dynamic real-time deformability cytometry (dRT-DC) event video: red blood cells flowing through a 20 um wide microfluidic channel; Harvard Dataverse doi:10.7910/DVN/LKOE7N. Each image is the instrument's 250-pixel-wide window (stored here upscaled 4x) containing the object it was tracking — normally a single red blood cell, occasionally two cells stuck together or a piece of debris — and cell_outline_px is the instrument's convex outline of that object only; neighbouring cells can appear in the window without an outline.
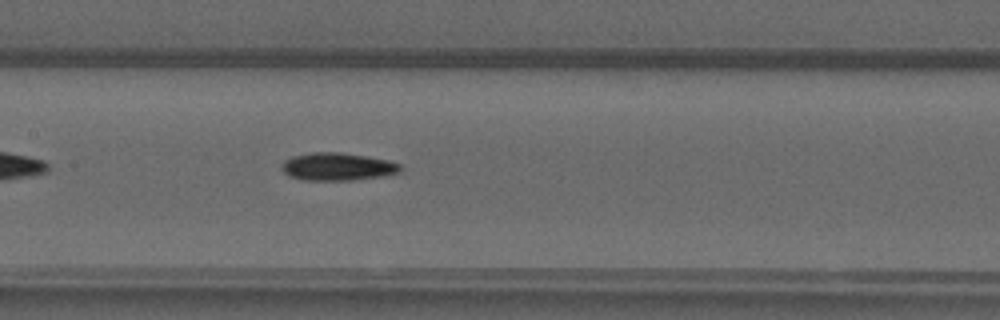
{"species": "common noctule bat (a hibernating species)", "species_latin": "Nyctalus noctula", "temperature_condition": "warm", "stored_images_in_passage": 30, "camera_frame_rate_fps": 3000, "um_per_image_px": 0.085, "animal": {"sex": "male", "forearm_length_mm": 52.5}, "frame": {"image": 1, "passage_image": 10, "time_ms": 3.0, "image_size_px": [1000, 320], "cell_outline_px": [[404, 168], [400, 172], [384, 176], [352, 180], [300, 180], [288, 176], [280, 168], [280, 164], [284, 160], [292, 156], [312, 152], [340, 152], [388, 160], [400, 164]], "centroid_in_image_um": [28.66, 14.17], "position_along_channel_um": 178.7, "area_um2": 19.42}}
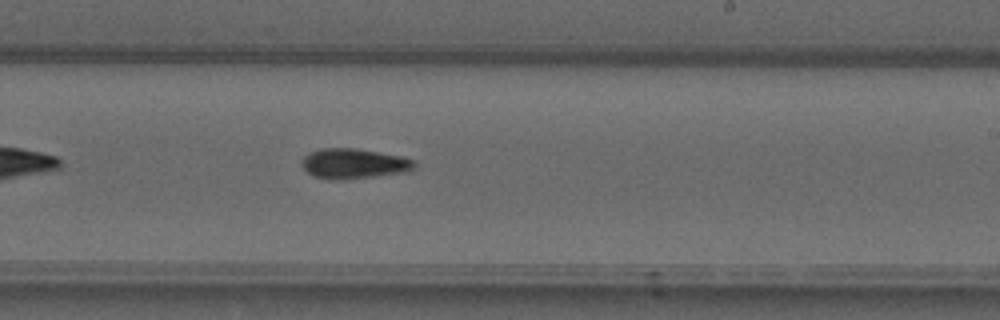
{"frame": {"image": 2, "passage_image": 16, "time_ms": 5.0, "image_size_px": [1000, 320], "cell_outline_px": [[416, 168], [408, 172], [376, 176], [340, 180], [328, 180], [312, 176], [300, 164], [304, 156], [320, 148], [356, 148], [400, 156], [412, 160], [416, 164]], "centroid_in_image_um": [30.06, 13.92], "position_along_channel_um": 258.9, "area_um2": 19.88}}
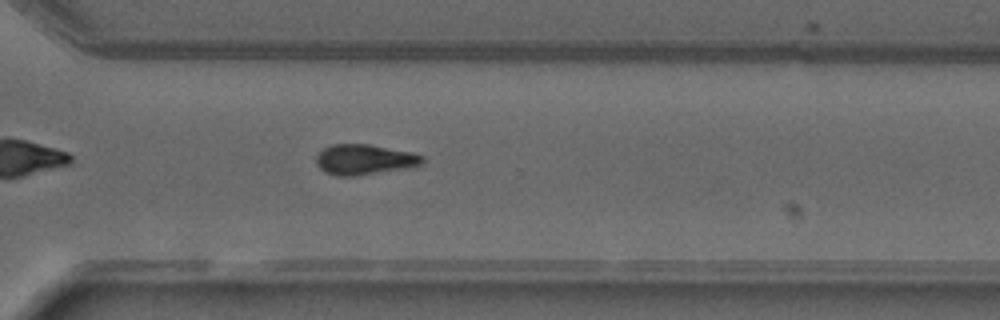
{"frame": {"image": 3, "passage_image": 22, "time_ms": 7.0, "image_size_px": [1000, 320], "cell_outline_px": [[424, 164], [416, 168], [356, 176], [336, 176], [324, 172], [316, 164], [316, 156], [324, 148], [332, 144], [368, 144], [412, 152], [424, 156]], "centroid_in_image_um": [31.05, 13.58], "position_along_channel_um": 339.6, "area_um2": 19.31}}